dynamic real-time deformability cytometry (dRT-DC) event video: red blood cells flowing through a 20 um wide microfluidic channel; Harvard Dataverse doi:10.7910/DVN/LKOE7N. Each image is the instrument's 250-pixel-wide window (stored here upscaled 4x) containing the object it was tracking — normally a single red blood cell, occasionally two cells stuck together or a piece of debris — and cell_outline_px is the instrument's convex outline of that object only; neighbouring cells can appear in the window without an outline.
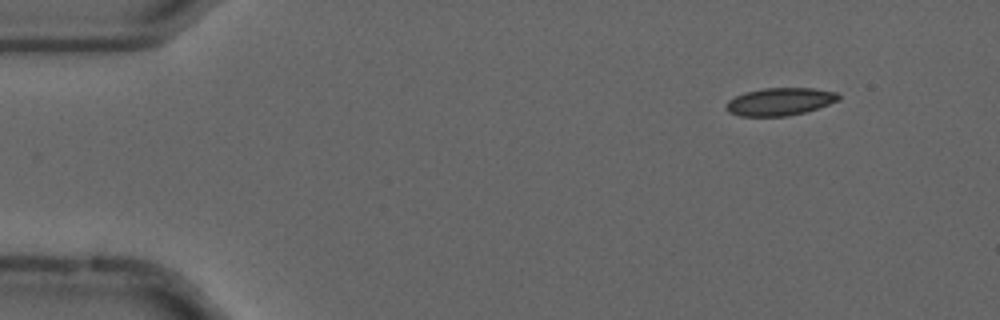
{"species": "common noctule bat (a hibernating species)", "species_latin": "Nyctalus noctula", "temperature_condition": "cold", "stored_images_in_passage": 55, "camera_frame_rate_fps": 3000, "um_per_image_px": 0.085, "animal": {"sex": "male", "forearm_length_mm": 52.5}, "frame": {"image": 1, "passage_image": 6, "time_ms": 1.667, "image_size_px": [1000, 320], "cell_outline_px": [[840, 100], [804, 112], [788, 116], [740, 116], [728, 112], [724, 108], [724, 104], [728, 100], [744, 92], [764, 88], [812, 88], [836, 92], [840, 96]], "centroid_in_image_um": [66.24, 8.64], "position_along_channel_um": 18.8, "area_um2": 18.15}}
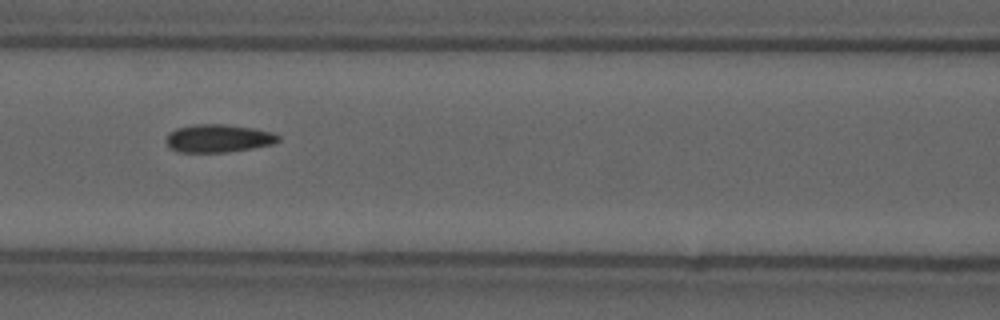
{"frame": {"image": 2, "passage_image": 24, "time_ms": 7.667, "image_size_px": [1000, 320], "cell_outline_px": [[280, 140], [272, 144], [252, 148], [224, 152], [176, 152], [168, 148], [164, 140], [168, 132], [176, 128], [192, 124], [224, 124], [252, 128], [272, 132], [280, 136]], "centroid_in_image_um": [18.48, 11.76], "position_along_channel_um": 148.1, "area_um2": 18.5}}
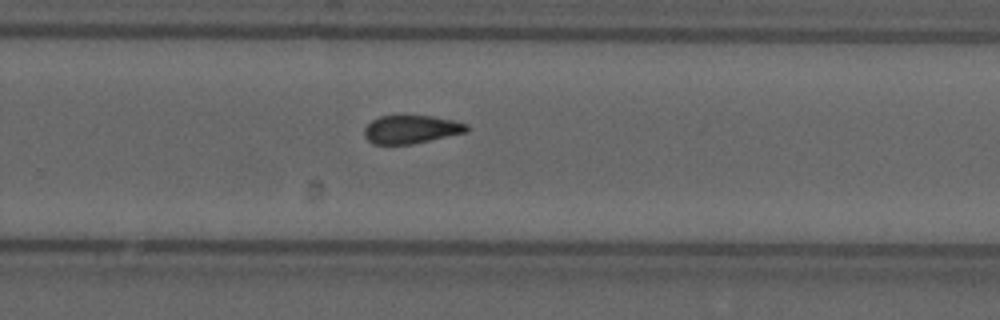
{"frame": {"image": 3, "passage_image": 36, "time_ms": 11.667, "image_size_px": [1000, 320], "cell_outline_px": [[468, 132], [412, 144], [372, 144], [364, 136], [364, 128], [372, 120], [380, 116], [432, 116], [452, 120], [468, 124]], "centroid_in_image_um": [34.95, 11.0], "position_along_channel_um": 294.9, "area_um2": 16.82}, "authors_computed_cell_mechanics": {"area_um2": 17.8602, "velocity_mm_per_s": 3.6941, "shape_relaxation_time_tau1_ms": null, "shape_relaxation_time_tau2_ms": 4.4137, "deformation_change_tau1": null, "deformation_change_tau2": 0.1143}}